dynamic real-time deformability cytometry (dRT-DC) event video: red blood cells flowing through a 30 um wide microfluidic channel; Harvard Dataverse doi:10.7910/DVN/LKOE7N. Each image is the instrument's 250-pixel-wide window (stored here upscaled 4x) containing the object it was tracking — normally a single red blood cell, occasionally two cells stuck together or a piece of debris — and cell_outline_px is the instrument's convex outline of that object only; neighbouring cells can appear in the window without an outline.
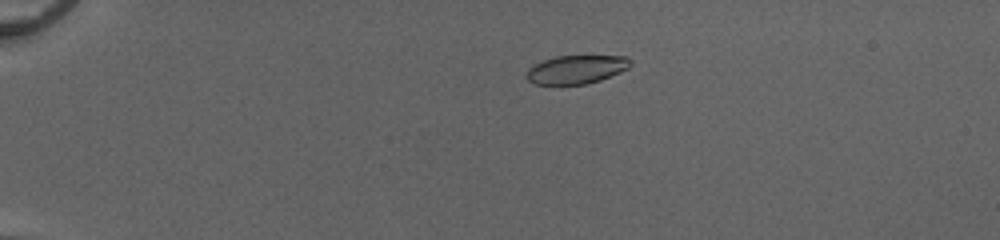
{"species": "common noctule bat (a hibernating species)", "species_latin": "Nyctalus noctula", "temperature_condition": "cold", "stored_images_in_passage": 52, "camera_frame_rate_fps": 3000, "um_per_image_px": 0.085, "animal": {"sex": "female", "body_mass_g": 20.0, "forearm_length_mm": 54.0}, "frame": {"image": 1, "passage_image": 12, "time_ms": 3.667, "image_size_px": [1000, 240], "cell_outline_px": [[632, 64], [628, 68], [620, 72], [600, 80], [584, 84], [536, 84], [528, 80], [524, 76], [528, 68], [532, 64], [556, 56], [628, 56], [632, 60]], "centroid_in_image_um": [48.98, 5.89], "position_along_channel_um": 36.0, "area_um2": 17.34}}
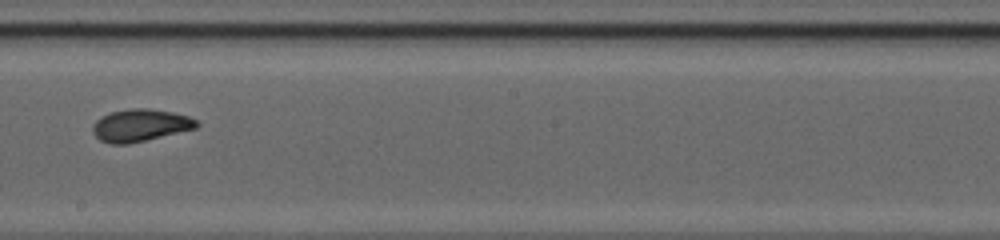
{"frame": {"image": 2, "passage_image": 32, "time_ms": 10.333, "image_size_px": [1000, 240], "cell_outline_px": [[200, 124], [196, 128], [128, 144], [112, 144], [100, 140], [92, 132], [92, 128], [96, 120], [100, 116], [112, 112], [128, 108], [148, 108], [172, 112], [188, 116], [196, 120]], "centroid_in_image_um": [11.9, 10.64], "position_along_channel_um": 236.3, "area_um2": 19.48}}
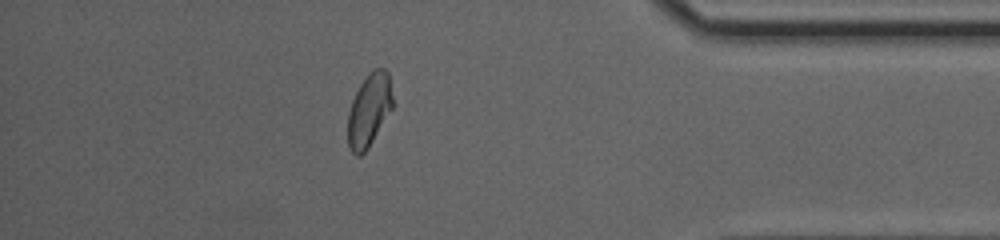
{"frame": {"image": 3, "passage_image": 46, "time_ms": 15.0, "image_size_px": [1000, 240], "cell_outline_px": [[392, 108], [368, 148], [360, 156], [356, 156], [352, 152], [348, 144], [348, 112], [352, 100], [360, 84], [376, 68], [384, 68], [388, 72], [392, 96]], "centroid_in_image_um": [31.36, 9.38], "position_along_channel_um": 403.8, "area_um2": 18.67}, "authors_computed_cell_mechanics": {"area_um2": 19.1318, "velocity_mm_per_s": 4.1427, "shape_relaxation_time_tau1_ms": 6.885, "shape_relaxation_time_tau2_ms": 1.6092, "deformation_change_tau1": 0.2005, "deformation_change_tau2": 0.0625}}